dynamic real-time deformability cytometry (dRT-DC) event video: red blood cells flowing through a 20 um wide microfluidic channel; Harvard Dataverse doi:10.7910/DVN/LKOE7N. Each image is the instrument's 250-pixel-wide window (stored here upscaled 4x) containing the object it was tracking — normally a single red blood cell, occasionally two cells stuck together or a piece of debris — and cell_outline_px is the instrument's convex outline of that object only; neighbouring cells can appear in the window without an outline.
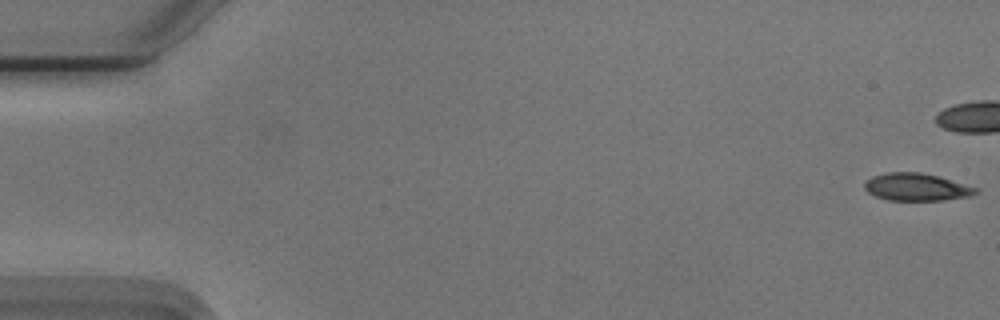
{"species": "Egyptian fruit bat (a non-hibernating species)", "species_latin": "Rousettus aegyptiacus", "temperature_condition": "cold", "stored_images_in_passage": 21, "camera_frame_rate_fps": 3000, "um_per_image_px": 0.085, "animal": {"sex": "male"}, "frame": {"image": 1, "passage_image": 1, "time_ms": 0.0, "image_size_px": [1000, 320], "cell_outline_px": [[980, 192], [968, 196], [944, 200], [888, 200], [876, 196], [868, 192], [864, 188], [864, 184], [872, 176], [888, 172], [920, 172], [940, 176], [980, 188]], "centroid_in_image_um": [77.95, 15.89], "position_along_channel_um": 7.1, "area_um2": 17.92}}